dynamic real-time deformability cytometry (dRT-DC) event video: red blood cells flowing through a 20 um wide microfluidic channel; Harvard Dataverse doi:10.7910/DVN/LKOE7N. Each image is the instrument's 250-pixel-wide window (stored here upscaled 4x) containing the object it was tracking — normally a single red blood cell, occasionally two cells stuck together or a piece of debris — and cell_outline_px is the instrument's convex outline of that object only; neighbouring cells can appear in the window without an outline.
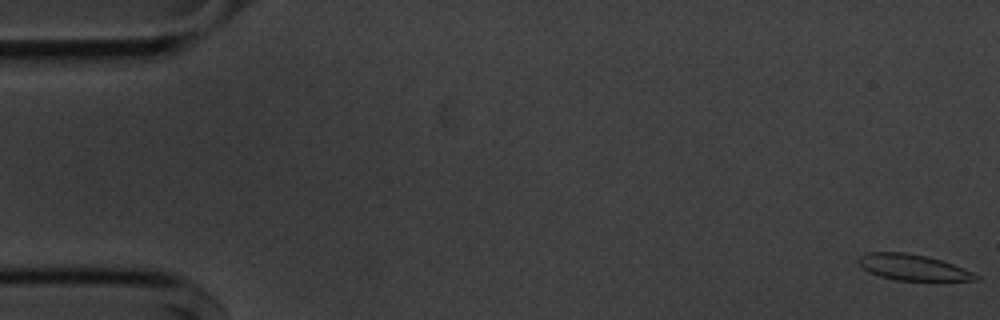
{"species": "common noctule bat (a hibernating species)", "species_latin": "Nyctalus noctula", "temperature_condition": "cold", "stored_images_in_passage": 56, "camera_frame_rate_fps": 3000, "um_per_image_px": 0.085, "animal": {"sex": "male", "body_mass_g": 20.1, "forearm_length_mm": 53.5}, "frame": {"image": 1, "passage_image": 1, "time_ms": 0.0, "image_size_px": [1000, 320], "cell_outline_px": [[980, 280], [896, 280], [880, 276], [868, 272], [856, 260], [860, 256], [868, 252], [904, 252], [924, 256], [940, 260], [952, 264], [972, 272], [980, 276]], "centroid_in_image_um": [77.56, 22.72], "position_along_channel_um": 7.4, "area_um2": 17.4}}
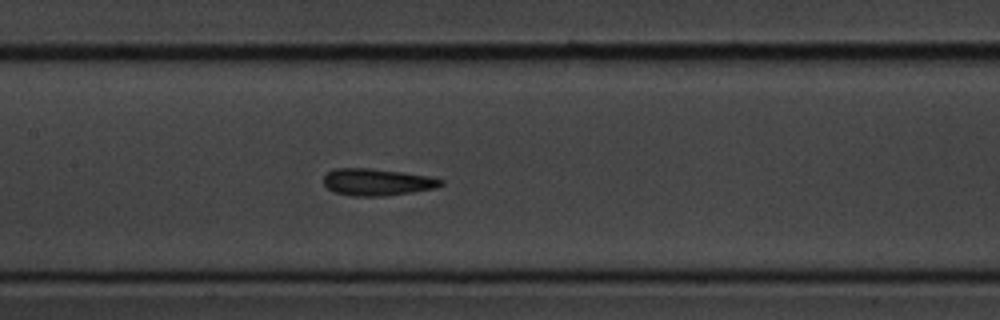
{"frame": {"image": 2, "passage_image": 26, "time_ms": 8.333, "image_size_px": [1000, 320], "cell_outline_px": [[444, 184], [436, 188], [412, 192], [384, 196], [352, 196], [332, 192], [324, 184], [324, 176], [328, 172], [336, 168], [368, 168], [404, 172], [428, 176], [444, 180]], "centroid_in_image_um": [32.06, 15.48], "position_along_channel_um": 175.3, "area_um2": 18.5}}
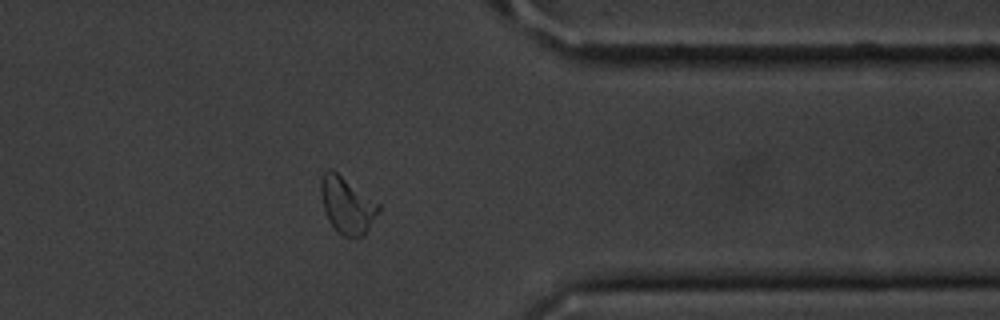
{"frame": {"image": 3, "passage_image": 44, "time_ms": 14.333, "image_size_px": [1000, 320], "cell_outline_px": [[380, 208], [364, 236], [344, 236], [328, 220], [324, 208], [320, 192], [320, 180], [324, 172], [328, 168], [332, 168], [380, 204]], "centroid_in_image_um": [29.48, 17.39], "position_along_channel_um": 381.9, "area_um2": 18.73}, "authors_computed_cell_mechanics": {"area_um2": 18.5538, "velocity_mm_per_s": 3.6345, "shape_relaxation_time_tau1_ms": 6.2088, "shape_relaxation_time_tau2_ms": 3.7163, "deformation_change_tau1": 0.1346, "deformation_change_tau2": 0.0916}}